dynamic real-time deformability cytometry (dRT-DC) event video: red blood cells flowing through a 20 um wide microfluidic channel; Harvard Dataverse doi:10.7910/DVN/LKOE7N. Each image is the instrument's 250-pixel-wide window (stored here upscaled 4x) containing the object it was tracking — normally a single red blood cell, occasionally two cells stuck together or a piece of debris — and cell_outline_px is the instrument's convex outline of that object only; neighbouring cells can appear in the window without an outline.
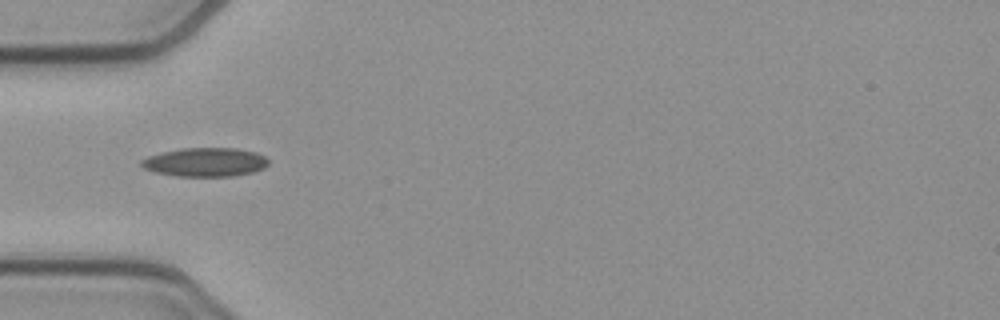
{"species": "common noctule bat (a hibernating species)", "species_latin": "Nyctalus noctula", "temperature_condition": "cold", "stored_images_in_passage": 24, "camera_frame_rate_fps": 3000, "um_per_image_px": 0.085, "animal": {"sex": "female", "body_mass_g": 21.9}, "frame": {"image": 1, "passage_image": 2, "time_ms": 0.333, "image_size_px": [1000, 320], "cell_outline_px": [[268, 164], [264, 168], [252, 172], [232, 176], [176, 176], [156, 172], [144, 168], [140, 164], [140, 160], [148, 156], [160, 152], [180, 148], [236, 148], [256, 152], [264, 156], [268, 160]], "centroid_in_image_um": [17.42, 13.77], "position_along_channel_um": 67.6, "area_um2": 21.39}}
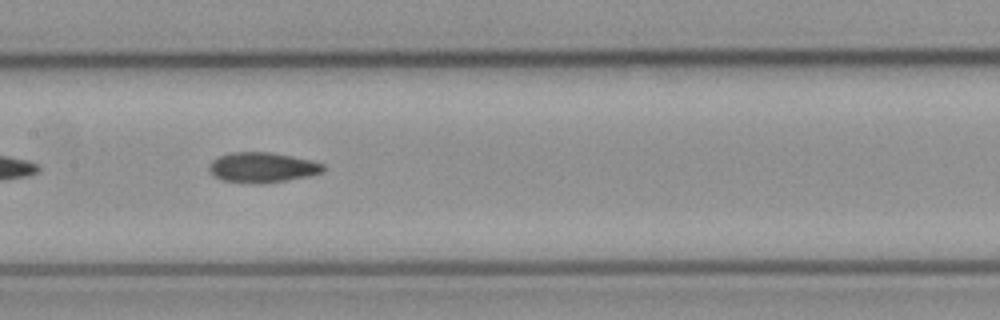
{"frame": {"image": 2, "passage_image": 11, "time_ms": 3.333, "image_size_px": [1000, 320], "cell_outline_px": [[324, 172], [308, 176], [284, 180], [220, 180], [212, 176], [208, 168], [208, 164], [212, 160], [228, 152], [272, 152], [312, 160], [324, 164]], "centroid_in_image_um": [22.29, 14.17], "position_along_channel_um": 185.1, "area_um2": 19.31}}
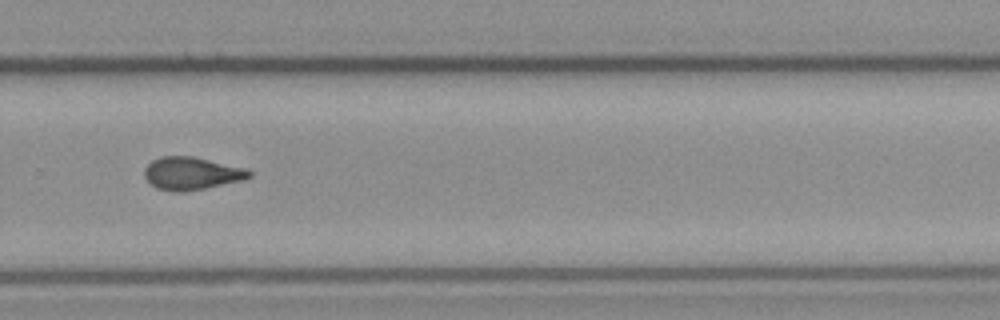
{"frame": {"image": 3, "passage_image": 21, "time_ms": 6.667, "image_size_px": [1000, 320], "cell_outline_px": [[252, 176], [240, 180], [204, 188], [180, 192], [176, 192], [156, 188], [144, 176], [144, 168], [152, 160], [160, 156], [192, 156], [248, 168], [252, 172]], "centroid_in_image_um": [16.27, 14.72], "position_along_channel_um": 313.5, "area_um2": 19.88}}